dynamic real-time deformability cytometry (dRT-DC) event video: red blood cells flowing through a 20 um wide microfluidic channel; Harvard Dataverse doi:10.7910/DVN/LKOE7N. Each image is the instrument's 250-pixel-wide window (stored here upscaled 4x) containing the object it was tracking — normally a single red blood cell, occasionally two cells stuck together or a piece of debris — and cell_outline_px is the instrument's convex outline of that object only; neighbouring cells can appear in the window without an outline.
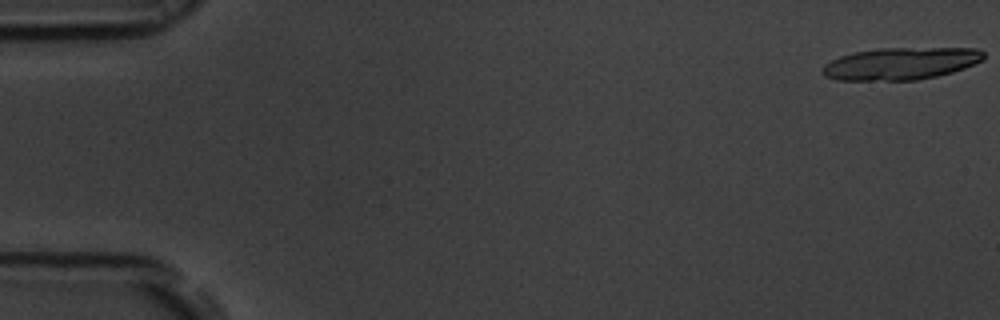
{"species": "common noctule bat (a hibernating species)", "species_latin": "Nyctalus noctula", "temperature_condition": "room temperature", "stored_images_in_passage": 19, "camera_frame_rate_fps": 3000, "um_per_image_px": 0.085, "animal": {"sex": "male", "body_mass_g": 19.5, "forearm_length_mm": 54.6}, "frame": {"image": 1, "passage_image": 1, "time_ms": 0.0, "image_size_px": [1000, 320], "cell_outline_px": [[984, 60], [964, 68], [952, 72], [936, 76], [916, 80], [836, 80], [824, 76], [820, 72], [820, 68], [824, 64], [840, 56], [852, 52], [880, 48], [980, 48], [984, 52]], "centroid_in_image_um": [76.54, 5.4], "position_along_channel_um": 8.5, "area_um2": 30.52}}